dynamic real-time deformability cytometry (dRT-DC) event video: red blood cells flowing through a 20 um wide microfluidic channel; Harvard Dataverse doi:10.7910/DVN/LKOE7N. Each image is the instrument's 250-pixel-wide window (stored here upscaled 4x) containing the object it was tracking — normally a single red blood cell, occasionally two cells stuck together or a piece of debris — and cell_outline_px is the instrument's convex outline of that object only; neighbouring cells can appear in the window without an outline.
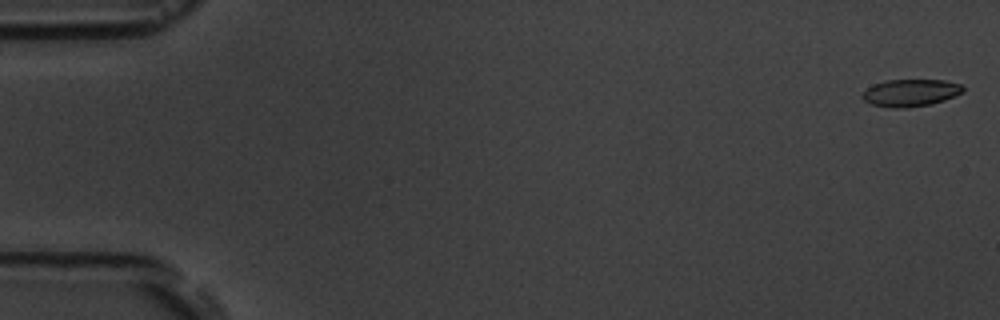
{"species": "common noctule bat (a hibernating species)", "species_latin": "Nyctalus noctula", "temperature_condition": "room temperature", "stored_images_in_passage": 5, "camera_frame_rate_fps": 3000, "um_per_image_px": 0.085, "animal": {"sex": "male", "body_mass_g": 19.5, "forearm_length_mm": 54.6}, "frame": {"image": 1, "passage_image": 1, "time_ms": 0.0, "image_size_px": [1000, 320], "cell_outline_px": [[964, 92], [944, 100], [932, 104], [904, 108], [892, 108], [872, 104], [864, 100], [860, 96], [872, 84], [884, 80], [944, 80], [960, 84], [964, 88]], "centroid_in_image_um": [77.39, 7.88], "position_along_channel_um": 7.6, "area_um2": 16.01}}
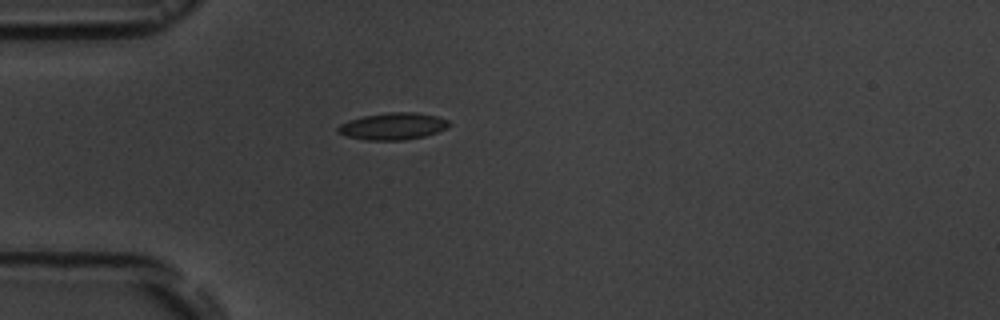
{"frame": {"image": 2, "passage_image": 4, "time_ms": 5.0, "image_size_px": [1000, 320], "cell_outline_px": [[452, 124], [448, 128], [424, 136], [404, 140], [364, 140], [348, 136], [336, 132], [336, 128], [340, 124], [348, 120], [364, 116], [392, 112], [416, 112], [436, 116], [448, 120]], "centroid_in_image_um": [33.4, 10.73], "position_along_channel_um": 51.6, "area_um2": 17.46}}